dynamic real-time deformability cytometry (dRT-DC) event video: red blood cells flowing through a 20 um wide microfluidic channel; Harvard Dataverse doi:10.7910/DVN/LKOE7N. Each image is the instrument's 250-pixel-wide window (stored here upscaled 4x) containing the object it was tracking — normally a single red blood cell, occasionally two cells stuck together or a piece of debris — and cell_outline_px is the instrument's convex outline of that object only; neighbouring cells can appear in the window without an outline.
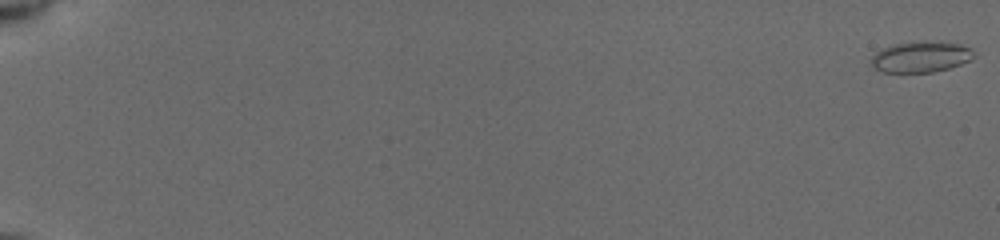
{"species": "common noctule bat (a hibernating species)", "species_latin": "Nyctalus noctula", "temperature_condition": "cold", "stored_images_in_passage": 21, "camera_frame_rate_fps": 3000, "um_per_image_px": 0.085, "animal": {"sex": "female", "body_mass_g": 19.5, "forearm_length_mm": 54.1}, "frame": {"image": 1, "passage_image": 1, "time_ms": 0.0, "image_size_px": [1000, 240], "cell_outline_px": [[976, 56], [972, 60], [948, 68], [932, 72], [884, 72], [876, 68], [868, 60], [876, 52], [884, 48], [896, 44], [924, 40], [944, 40], [960, 44], [972, 48], [976, 52]], "centroid_in_image_um": [78.35, 4.8], "position_along_channel_um": 6.6, "area_um2": 18.9}}
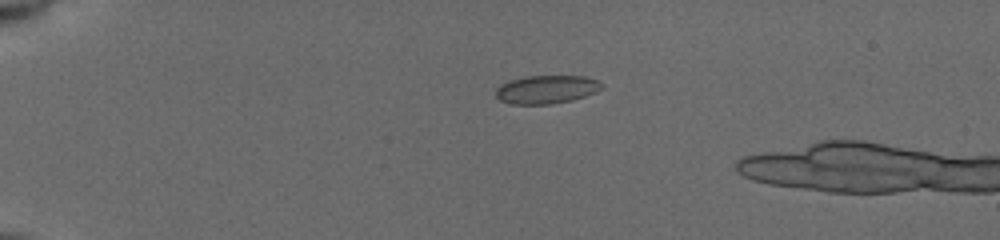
{"frame": {"image": 2, "passage_image": 16, "time_ms": 4.667, "image_size_px": [1000, 240], "cell_outline_px": [[604, 84], [596, 92], [572, 100], [552, 104], [512, 104], [500, 100], [496, 96], [496, 88], [500, 84], [508, 80], [528, 76], [584, 76], [596, 80]], "centroid_in_image_um": [46.42, 7.6], "position_along_channel_um": 38.6, "area_um2": 17.46}}